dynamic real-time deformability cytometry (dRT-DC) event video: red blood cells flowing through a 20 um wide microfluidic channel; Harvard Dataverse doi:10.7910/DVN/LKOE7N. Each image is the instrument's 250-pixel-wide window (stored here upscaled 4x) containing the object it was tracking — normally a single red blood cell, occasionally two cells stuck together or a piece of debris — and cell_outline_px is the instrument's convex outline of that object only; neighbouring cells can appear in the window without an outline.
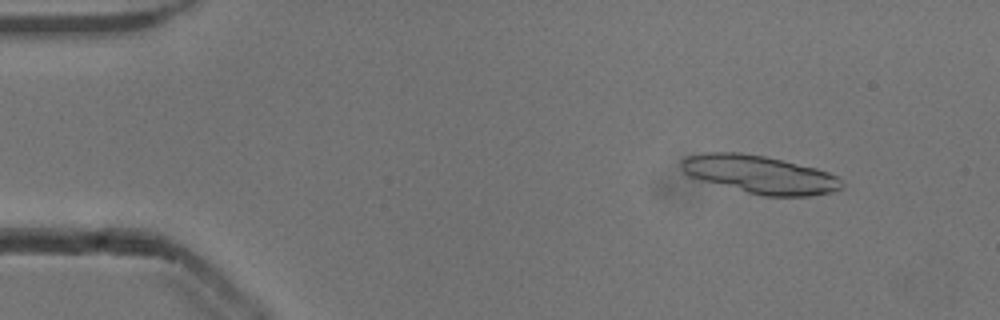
{"species": "common noctule bat (a hibernating species)", "species_latin": "Nyctalus noctula", "temperature_condition": "cold", "stored_images_in_passage": 52, "camera_frame_rate_fps": 3000, "um_per_image_px": 0.085, "animal": {"sex": "male", "body_mass_g": 13.3}, "frame": {"image": 1, "passage_image": 5, "time_ms": 1.333, "image_size_px": [1000, 320], "cell_outline_px": [[844, 184], [840, 188], [832, 192], [808, 196], [764, 196], [748, 192], [688, 176], [684, 172], [680, 164], [680, 160], [688, 156], [704, 152], [740, 152], [764, 156], [816, 168], [840, 176], [844, 180]], "centroid_in_image_um": [64.62, 14.82], "position_along_channel_um": 20.4, "area_um2": 35.37}}
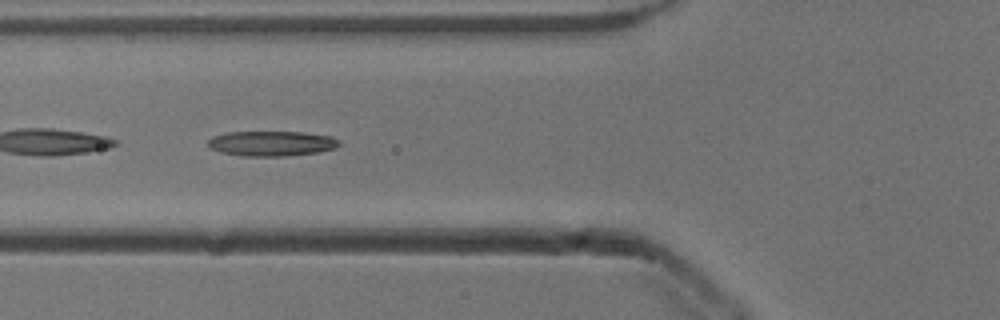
{"frame": {"image": 2, "passage_image": 19, "time_ms": 6.0, "image_size_px": [1000, 320], "cell_outline_px": [[340, 144], [336, 148], [320, 152], [288, 156], [244, 156], [220, 152], [212, 148], [208, 144], [208, 140], [212, 136], [228, 132], [304, 132], [332, 136], [340, 140]], "centroid_in_image_um": [23.13, 12.19], "position_along_channel_um": 102.7, "area_um2": 19.31}}
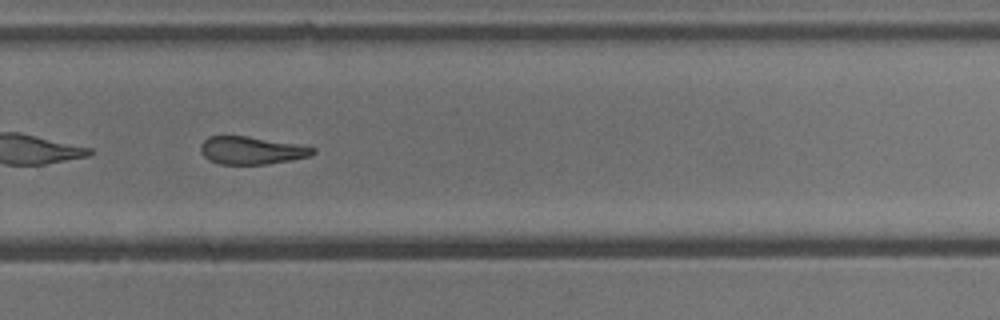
{"frame": {"image": 3, "passage_image": 35, "time_ms": 11.333, "image_size_px": [1000, 320], "cell_outline_px": [[316, 152], [308, 156], [292, 160], [268, 164], [220, 164], [208, 160], [200, 152], [200, 144], [208, 136], [248, 136], [296, 144], [316, 148]], "centroid_in_image_um": [21.34, 12.79], "position_along_channel_um": 308.5, "area_um2": 18.15}, "authors_computed_cell_mechanics": {"area_um2": 19.5364, "velocity_mm_per_s": 3.8557, "shape_relaxation_time_tau1_ms": 7.666, "shape_relaxation_time_tau2_ms": 2.2826, "deformation_change_tau1": 0.2012, "deformation_change_tau2": 0.112}}